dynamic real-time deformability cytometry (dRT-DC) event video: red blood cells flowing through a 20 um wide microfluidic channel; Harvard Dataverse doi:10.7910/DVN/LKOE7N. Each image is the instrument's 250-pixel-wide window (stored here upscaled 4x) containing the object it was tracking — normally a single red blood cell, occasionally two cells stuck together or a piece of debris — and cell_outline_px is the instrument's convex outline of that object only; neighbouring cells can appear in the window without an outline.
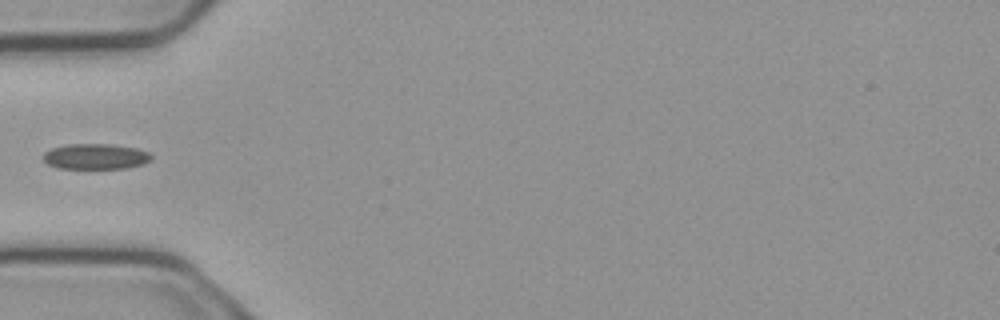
{"species": "common noctule bat (a hibernating species)", "species_latin": "Nyctalus noctula", "temperature_condition": "cold", "stored_images_in_passage": 4, "camera_frame_rate_fps": 3000, "um_per_image_px": 0.085, "animal": {"sex": "male", "body_mass_g": 23.1, "forearm_length_mm": 52.7}, "frame": {"image": 1, "passage_image": 4, "time_ms": 1.0, "image_size_px": [1000, 320], "cell_outline_px": [[152, 156], [144, 164], [124, 168], [56, 168], [48, 164], [44, 160], [44, 152], [52, 148], [68, 144], [112, 144], [136, 148], [148, 152]], "centroid_in_image_um": [8.11, 13.29], "position_along_channel_um": 76.9, "area_um2": 15.95}}